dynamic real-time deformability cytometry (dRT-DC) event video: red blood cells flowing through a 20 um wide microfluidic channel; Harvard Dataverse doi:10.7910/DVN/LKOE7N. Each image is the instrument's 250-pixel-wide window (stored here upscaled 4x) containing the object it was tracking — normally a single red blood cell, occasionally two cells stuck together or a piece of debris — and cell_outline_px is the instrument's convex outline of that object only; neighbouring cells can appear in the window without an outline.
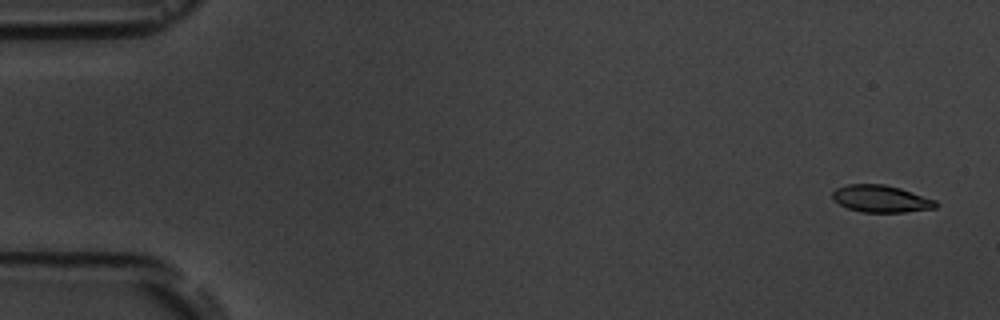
{"species": "common noctule bat (a hibernating species)", "species_latin": "Nyctalus noctula", "temperature_condition": "room temperature", "stored_images_in_passage": 5, "camera_frame_rate_fps": 3000, "um_per_image_px": 0.085, "animal": {"sex": "male", "body_mass_g": 19.5, "forearm_length_mm": 54.6}, "frame": {"image": 1, "passage_image": 1, "time_ms": 0.0, "image_size_px": [1000, 320], "cell_outline_px": [[940, 204], [936, 208], [904, 212], [860, 212], [848, 208], [832, 200], [832, 192], [836, 188], [848, 184], [884, 184], [900, 188], [936, 200]], "centroid_in_image_um": [74.88, 16.9], "position_along_channel_um": 10.1, "area_um2": 16.42}}
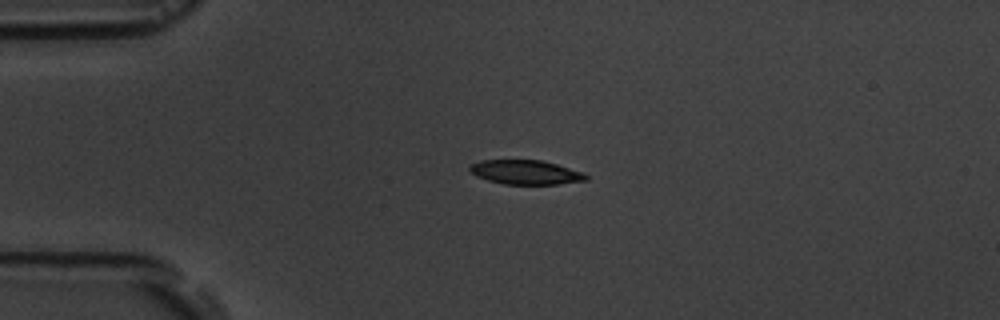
{"frame": {"image": 2, "passage_image": 4, "time_ms": 3.667, "image_size_px": [1000, 320], "cell_outline_px": [[588, 180], [556, 184], [504, 184], [488, 180], [476, 176], [468, 172], [468, 164], [480, 160], [540, 160], [556, 164], [584, 172], [588, 176]], "centroid_in_image_um": [44.63, 14.63], "position_along_channel_um": 40.4, "area_um2": 16.59}}